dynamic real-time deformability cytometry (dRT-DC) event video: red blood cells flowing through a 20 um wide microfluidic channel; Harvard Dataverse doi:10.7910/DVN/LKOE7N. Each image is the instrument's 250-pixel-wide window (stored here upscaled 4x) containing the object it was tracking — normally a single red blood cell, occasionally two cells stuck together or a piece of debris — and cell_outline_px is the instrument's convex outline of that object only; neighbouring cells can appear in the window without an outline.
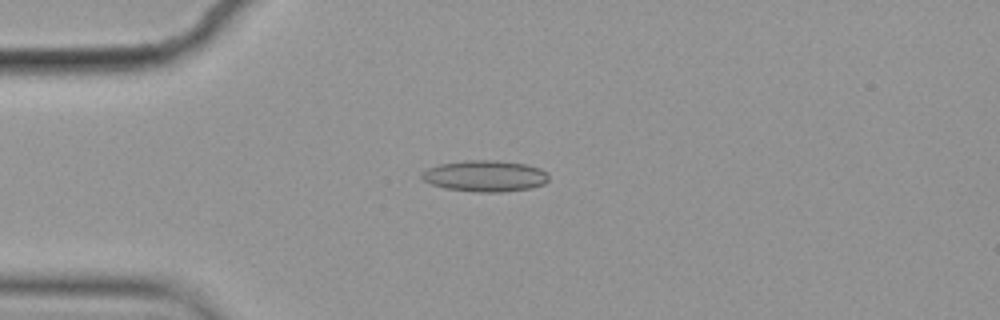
{"species": "common noctule bat (a hibernating species)", "species_latin": "Nyctalus noctula", "temperature_condition": "cold", "stored_images_in_passage": 9, "camera_frame_rate_fps": 3000, "um_per_image_px": 0.085, "animal": {"sex": "female", "body_mass_g": 19.9}, "frame": {"image": 1, "passage_image": 4, "time_ms": 1.0, "image_size_px": [1000, 320], "cell_outline_px": [[548, 180], [544, 184], [532, 188], [500, 192], [476, 192], [444, 188], [432, 184], [424, 180], [420, 176], [420, 172], [428, 168], [440, 164], [464, 160], [496, 160], [528, 164], [540, 168], [548, 176]], "centroid_in_image_um": [41.22, 14.95], "position_along_channel_um": 43.8, "area_um2": 23.24}}
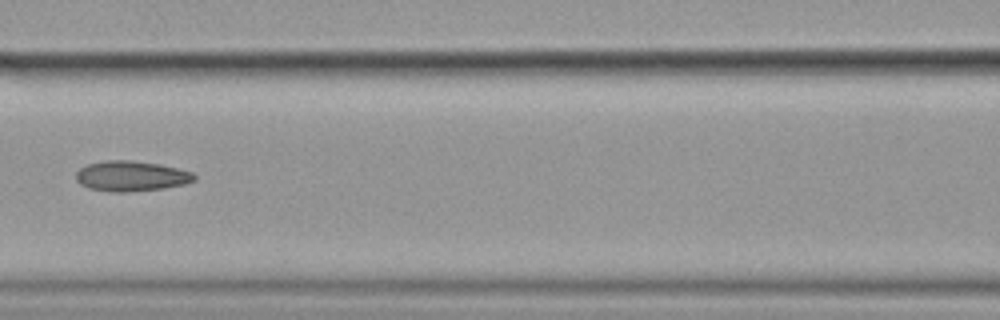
{"frame": {"image": 2, "passage_image": 7, "time_ms": 2.0, "image_size_px": [1000, 320], "cell_outline_px": [[196, 180], [184, 184], [164, 188], [124, 192], [116, 192], [88, 188], [80, 184], [76, 180], [76, 172], [80, 168], [88, 164], [104, 160], [132, 160], [160, 164], [192, 172], [196, 176]], "centroid_in_image_um": [11.14, 14.96], "position_along_channel_um": 155.5, "area_um2": 20.87}}
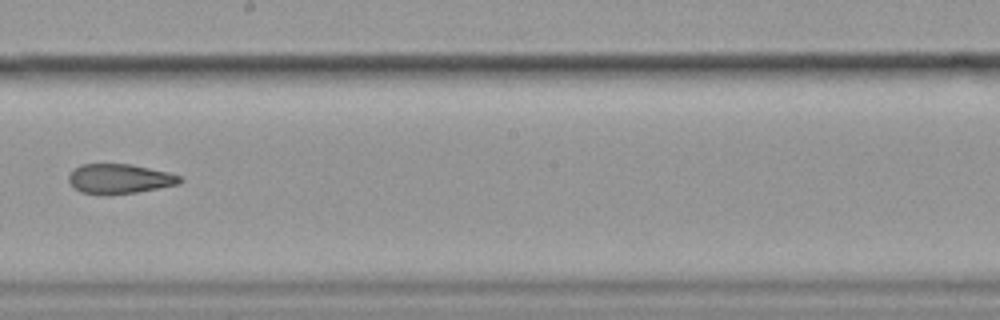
{"frame": {"image": 3, "passage_image": 9, "time_ms": 2.667, "image_size_px": [1000, 320], "cell_outline_px": [[184, 180], [180, 184], [136, 192], [80, 192], [68, 180], [68, 176], [80, 164], [132, 164], [168, 172], [180, 176]], "centroid_in_image_um": [10.22, 15.15], "position_along_channel_um": 238.0, "area_um2": 18.55}}